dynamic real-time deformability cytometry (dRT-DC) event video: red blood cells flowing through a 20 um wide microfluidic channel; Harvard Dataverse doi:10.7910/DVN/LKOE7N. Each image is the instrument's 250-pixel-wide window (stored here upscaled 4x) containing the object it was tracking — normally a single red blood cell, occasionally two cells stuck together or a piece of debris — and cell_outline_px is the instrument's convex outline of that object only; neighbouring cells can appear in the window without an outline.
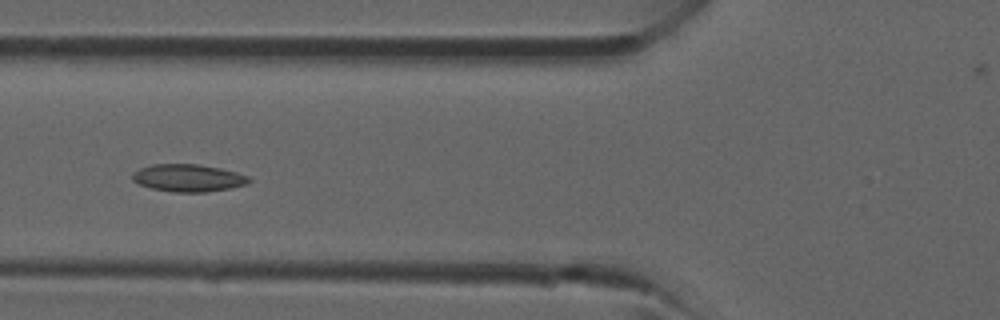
{"species": "common noctule bat (a hibernating species)", "species_latin": "Nyctalus noctula", "temperature_condition": "room temperature", "stored_images_in_passage": 38, "camera_frame_rate_fps": 3000, "um_per_image_px": 0.085, "animal": {"sex": "male", "forearm_length_mm": 52.5}, "frame": {"image": 1, "passage_image": 12, "time_ms": 3.667, "image_size_px": [1000, 320], "cell_outline_px": [[252, 180], [248, 184], [232, 188], [204, 192], [176, 192], [152, 188], [140, 184], [132, 180], [132, 172], [140, 168], [152, 164], [200, 164], [220, 168], [236, 172], [248, 176]], "centroid_in_image_um": [16.02, 15.12], "position_along_channel_um": 109.8, "area_um2": 18.67}}
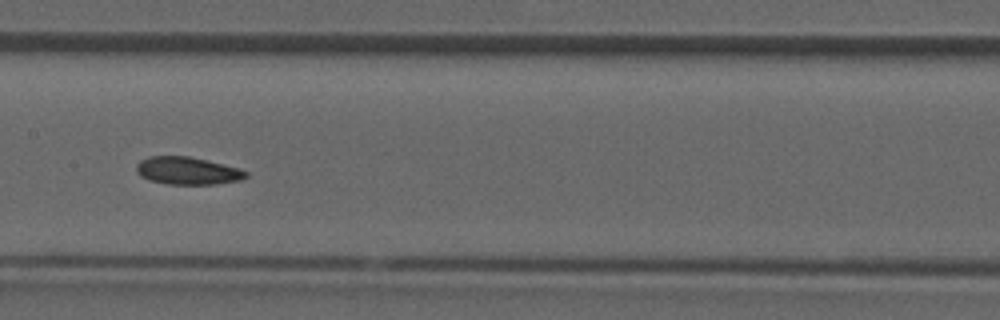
{"frame": {"image": 2, "passage_image": 17, "time_ms": 5.333, "image_size_px": [1000, 320], "cell_outline_px": [[248, 176], [244, 180], [216, 184], [168, 184], [148, 180], [140, 176], [136, 172], [136, 164], [140, 160], [148, 156], [188, 156], [240, 168], [248, 172]], "centroid_in_image_um": [15.94, 14.52], "position_along_channel_um": 191.5, "area_um2": 17.8}}
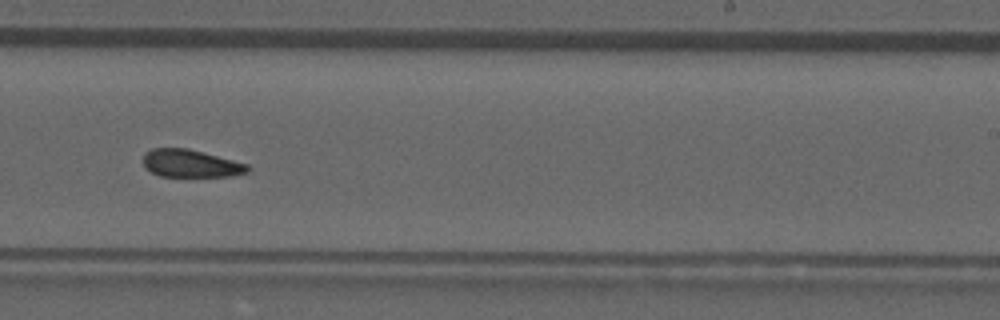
{"frame": {"image": 3, "passage_image": 22, "time_ms": 7.0, "image_size_px": [1000, 320], "cell_outline_px": [[252, 168], [248, 172], [232, 176], [160, 176], [144, 168], [144, 156], [152, 148], [188, 148], [248, 164]], "centroid_in_image_um": [16.24, 13.9], "position_along_channel_um": 272.8, "area_um2": 16.76}}